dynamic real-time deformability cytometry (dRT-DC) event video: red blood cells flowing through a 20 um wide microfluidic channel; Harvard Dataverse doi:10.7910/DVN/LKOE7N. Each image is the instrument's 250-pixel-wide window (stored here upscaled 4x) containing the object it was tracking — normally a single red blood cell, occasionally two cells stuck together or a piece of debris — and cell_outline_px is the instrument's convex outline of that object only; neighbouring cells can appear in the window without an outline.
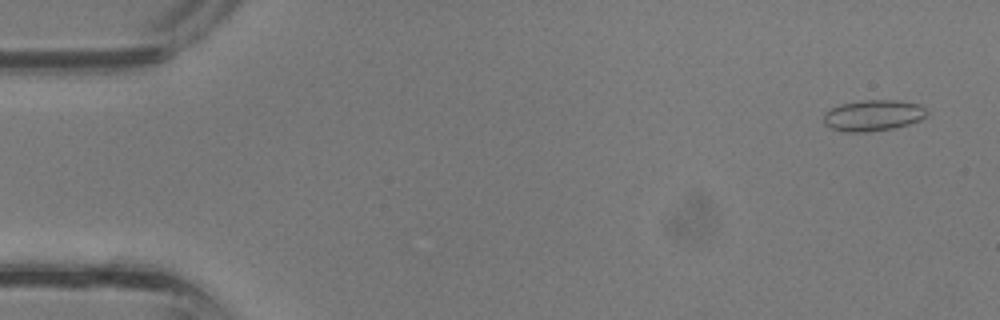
{"species": "common noctule bat (a hibernating species)", "species_latin": "Nyctalus noctula", "temperature_condition": "room temperature", "stored_images_in_passage": 37, "camera_frame_rate_fps": 3000, "um_per_image_px": 0.085, "animal": {"sex": "male", "body_mass_g": 13.3}, "frame": {"image": 1, "passage_image": 2, "time_ms": 0.333, "image_size_px": [1000, 320], "cell_outline_px": [[928, 112], [920, 120], [896, 128], [868, 132], [844, 132], [832, 128], [824, 124], [824, 112], [840, 104], [864, 100], [896, 100], [920, 104]], "centroid_in_image_um": [74.21, 9.81], "position_along_channel_um": 10.8, "area_um2": 18.73}}
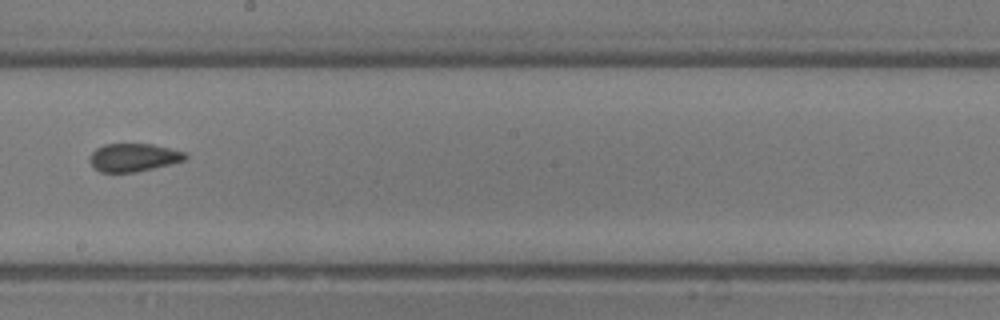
{"frame": {"image": 2, "passage_image": 21, "time_ms": 6.667, "image_size_px": [1000, 320], "cell_outline_px": [[188, 160], [136, 172], [100, 172], [88, 160], [88, 156], [96, 148], [104, 144], [152, 144], [188, 152]], "centroid_in_image_um": [11.39, 13.38], "position_along_channel_um": 236.8, "area_um2": 15.84}}
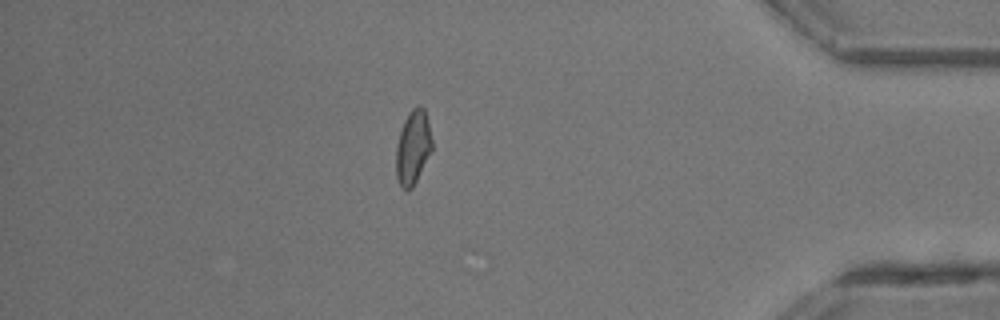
{"frame": {"image": 3, "passage_image": 32, "time_ms": 10.333, "image_size_px": [1000, 320], "cell_outline_px": [[432, 148], [412, 188], [408, 192], [400, 188], [396, 176], [396, 144], [404, 120], [408, 112], [416, 104], [420, 104], [424, 108], [428, 120], [432, 140]], "centroid_in_image_um": [35.08, 12.51], "position_along_channel_um": 400.1, "area_um2": 15.66}}